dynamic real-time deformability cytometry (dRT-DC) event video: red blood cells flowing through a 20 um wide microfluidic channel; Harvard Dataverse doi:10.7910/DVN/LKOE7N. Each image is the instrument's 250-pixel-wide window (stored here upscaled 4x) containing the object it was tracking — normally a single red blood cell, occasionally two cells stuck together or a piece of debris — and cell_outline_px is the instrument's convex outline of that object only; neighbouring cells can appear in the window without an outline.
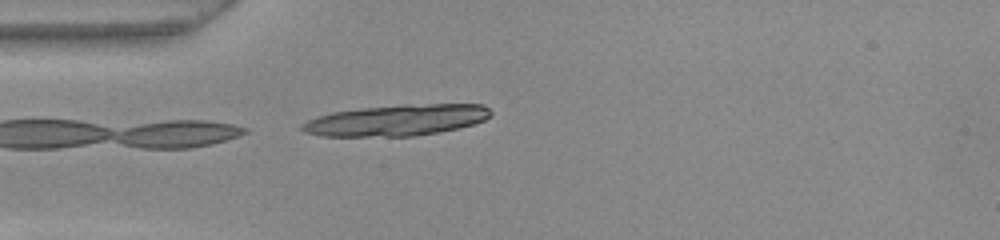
{"species": "common noctule bat (a hibernating species)", "species_latin": "Nyctalus noctula", "temperature_condition": "warm", "stored_images_in_passage": 14, "camera_frame_rate_fps": 3000, "um_per_image_px": 0.085, "animal": {"sex": "female", "body_mass_g": 22.0, "forearm_length_mm": 56.7}, "frame": {"image": 1, "passage_image": 14, "time_ms": 4.333, "image_size_px": [1000, 240], "cell_outline_px": [[492, 112], [484, 120], [472, 124], [456, 128], [436, 132], [412, 136], [320, 136], [304, 132], [300, 128], [300, 124], [308, 120], [332, 112], [360, 108], [404, 104], [484, 104]], "centroid_in_image_um": [33.68, 10.21], "position_along_channel_um": 51.3, "area_um2": 34.04}}